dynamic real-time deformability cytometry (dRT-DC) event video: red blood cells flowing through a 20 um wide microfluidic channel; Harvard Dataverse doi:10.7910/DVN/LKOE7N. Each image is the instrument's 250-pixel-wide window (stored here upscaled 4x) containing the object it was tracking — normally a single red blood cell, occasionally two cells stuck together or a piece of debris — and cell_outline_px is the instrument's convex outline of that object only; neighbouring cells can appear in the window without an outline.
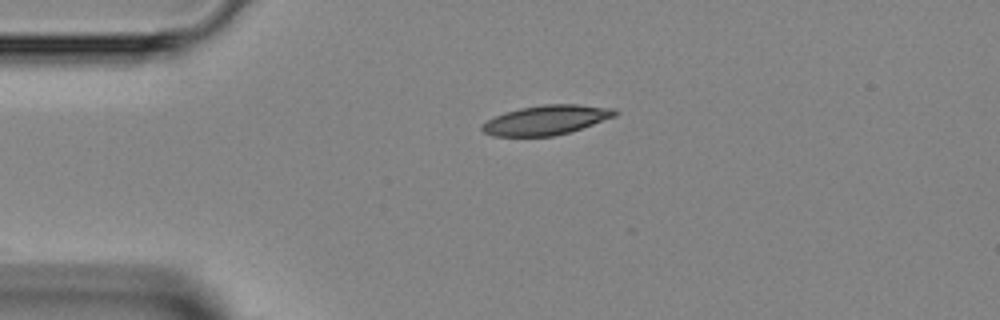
{"species": "Egyptian fruit bat (a non-hibernating species)", "species_latin": "Rousettus aegyptiacus", "temperature_condition": "room temperature", "stored_images_in_passage": 38, "camera_frame_rate_fps": 3000, "um_per_image_px": 0.085, "animal": {"sex": "female"}, "frame": {"image": 1, "passage_image": 1, "time_ms": 0.0, "image_size_px": [1000, 320], "cell_outline_px": [[620, 112], [616, 116], [568, 132], [552, 136], [492, 136], [484, 132], [480, 128], [480, 124], [504, 112], [520, 108], [544, 104], [576, 104], [616, 108]], "centroid_in_image_um": [46.43, 10.19], "position_along_channel_um": 38.6, "area_um2": 22.83}}
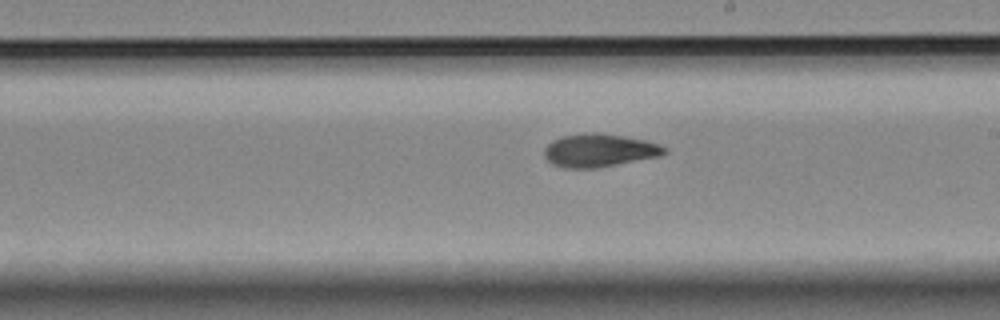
{"frame": {"image": 2, "passage_image": 17, "time_ms": 5.333, "image_size_px": [1000, 320], "cell_outline_px": [[668, 152], [660, 156], [596, 168], [564, 168], [552, 164], [544, 156], [544, 148], [552, 140], [564, 136], [584, 132], [596, 132], [624, 136], [644, 140], [656, 144], [664, 148]], "centroid_in_image_um": [50.89, 12.78], "position_along_channel_um": 238.1, "area_um2": 23.06}}
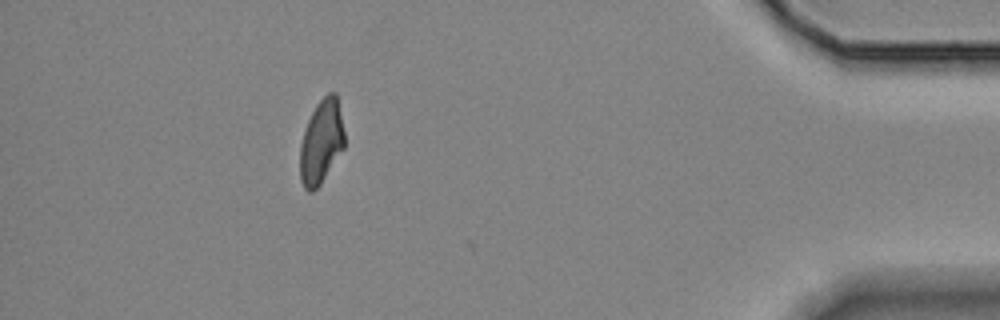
{"frame": {"image": 3, "passage_image": 33, "time_ms": 10.667, "image_size_px": [1000, 320], "cell_outline_px": [[344, 148], [320, 184], [312, 192], [308, 192], [304, 188], [300, 180], [300, 144], [308, 120], [316, 104], [328, 92], [336, 92], [344, 132]], "centroid_in_image_um": [27.3, 12.06], "position_along_channel_um": 407.9, "area_um2": 21.62}}